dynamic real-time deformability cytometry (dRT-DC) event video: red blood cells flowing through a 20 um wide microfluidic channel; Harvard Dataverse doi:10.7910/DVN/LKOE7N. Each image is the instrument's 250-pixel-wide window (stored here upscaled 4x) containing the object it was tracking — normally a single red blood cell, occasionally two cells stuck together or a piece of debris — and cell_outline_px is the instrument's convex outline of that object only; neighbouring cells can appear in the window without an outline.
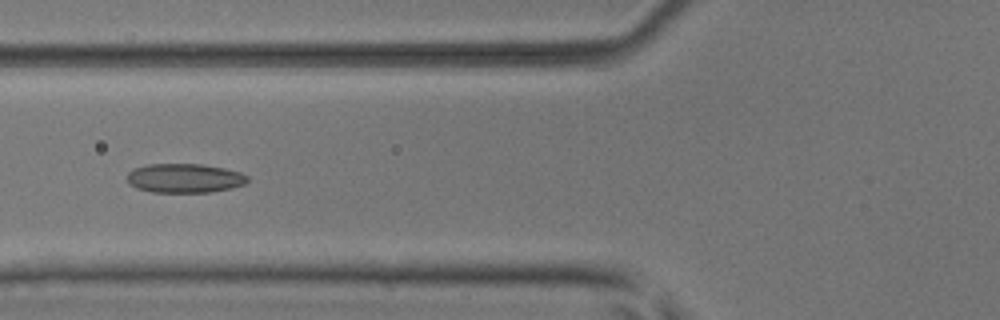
{"species": "common noctule bat (a hibernating species)", "species_latin": "Nyctalus noctula", "temperature_condition": "room temperature", "stored_images_in_passage": 50, "camera_frame_rate_fps": 3000, "um_per_image_px": 0.085, "animal": {"sex": "male", "body_mass_g": 17.9, "forearm_length_mm": 54.2}, "frame": {"image": 1, "passage_image": 19, "time_ms": 6.0, "image_size_px": [1000, 320], "cell_outline_px": [[248, 180], [244, 184], [228, 188], [208, 192], [152, 192], [136, 188], [128, 184], [128, 172], [132, 168], [148, 164], [200, 164], [224, 168], [240, 172], [248, 176]], "centroid_in_image_um": [15.64, 15.14], "position_along_channel_um": 110.2, "area_um2": 20.4}}
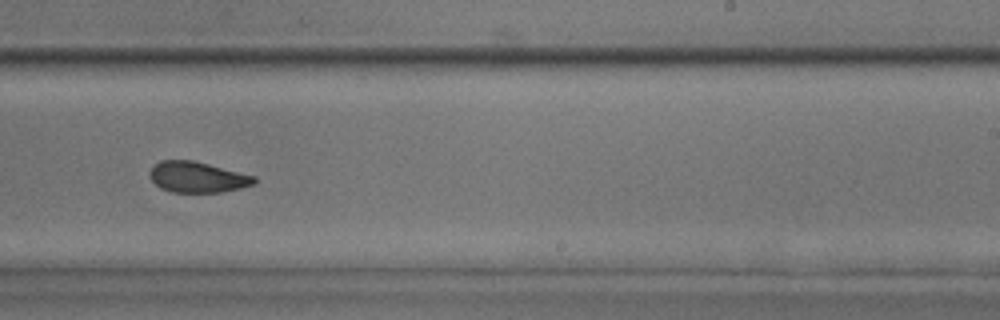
{"frame": {"image": 2, "passage_image": 31, "time_ms": 10.0, "image_size_px": [1000, 320], "cell_outline_px": [[256, 184], [224, 192], [172, 192], [160, 188], [148, 176], [148, 172], [152, 164], [160, 160], [192, 160], [256, 176]], "centroid_in_image_um": [16.75, 15.05], "position_along_channel_um": 272.3, "area_um2": 18.96}}
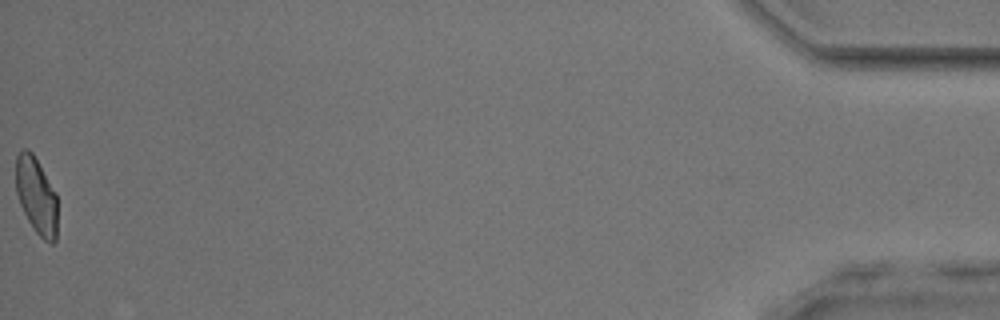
{"frame": {"image": 3, "passage_image": 50, "time_ms": 16.333, "image_size_px": [1000, 320], "cell_outline_px": [[56, 240], [52, 244], [44, 240], [36, 232], [28, 220], [20, 204], [16, 192], [16, 156], [24, 148], [28, 148], [32, 152], [56, 192]], "centroid_in_image_um": [3.08, 16.62], "position_along_channel_um": 432.1, "area_um2": 18.44}, "authors_computed_cell_mechanics": {"area_um2": 19.5942, "velocity_mm_per_s": 4.0624, "shape_relaxation_time_tau1_ms": 7.4955, "shape_relaxation_time_tau2_ms": 2.0375, "deformation_change_tau1": 0.1393, "deformation_change_tau2": 0.0824}}